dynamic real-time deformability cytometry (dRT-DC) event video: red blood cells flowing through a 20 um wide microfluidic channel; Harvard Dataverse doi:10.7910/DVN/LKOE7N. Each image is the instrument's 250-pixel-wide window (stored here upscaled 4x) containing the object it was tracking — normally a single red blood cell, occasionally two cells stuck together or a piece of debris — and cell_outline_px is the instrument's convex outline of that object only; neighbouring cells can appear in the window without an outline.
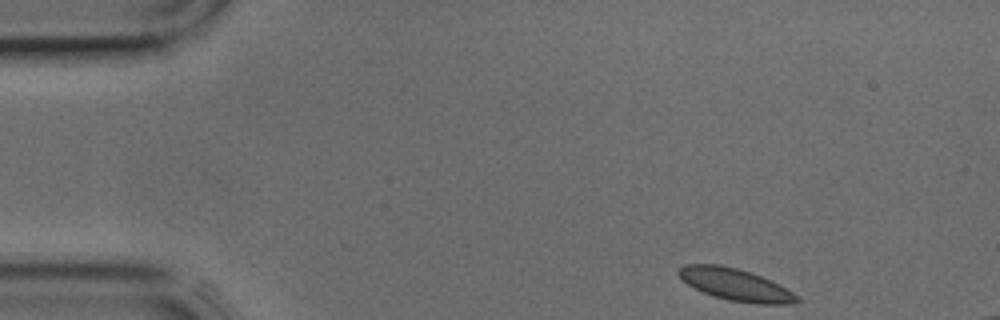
{"species": "common noctule bat (a hibernating species)", "species_latin": "Nyctalus noctula", "temperature_condition": "cold", "stored_images_in_passage": 8, "camera_frame_rate_fps": 3000, "um_per_image_px": 0.085, "animal": {"sex": "male", "body_mass_g": 17.9, "forearm_length_mm": 54.2}, "frame": {"image": 1, "passage_image": 1, "time_ms": 0.0, "image_size_px": [1000, 320], "cell_outline_px": [[800, 300], [792, 304], [756, 304], [728, 300], [704, 292], [688, 284], [676, 272], [684, 264], [720, 264], [736, 268], [760, 276], [792, 292]], "centroid_in_image_um": [62.49, 24.19], "position_along_channel_um": 22.5, "area_um2": 21.5}}